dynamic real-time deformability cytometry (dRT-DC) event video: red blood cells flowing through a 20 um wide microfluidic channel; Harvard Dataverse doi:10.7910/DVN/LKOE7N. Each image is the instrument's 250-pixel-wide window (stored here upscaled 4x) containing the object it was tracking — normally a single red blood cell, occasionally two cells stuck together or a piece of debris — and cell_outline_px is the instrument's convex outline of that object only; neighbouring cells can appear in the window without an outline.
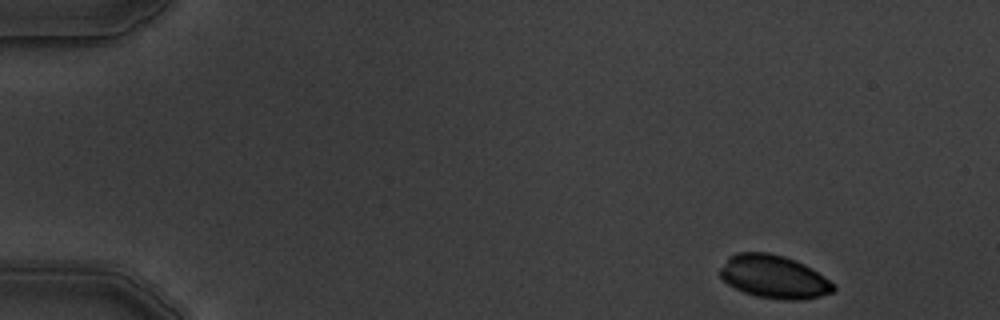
{"species": "common noctule bat (a hibernating species)", "species_latin": "Nyctalus noctula", "temperature_condition": "warm", "stored_images_in_passage": 7, "camera_frame_rate_fps": 3000, "um_per_image_px": 0.085, "animal": {"sex": "male", "body_mass_g": 19.5, "forearm_length_mm": 54.6}, "frame": {"image": 1, "passage_image": 1, "time_ms": 0.0, "image_size_px": [1000, 320], "cell_outline_px": [[836, 288], [832, 292], [820, 296], [800, 300], [784, 300], [756, 296], [744, 292], [728, 284], [720, 276], [720, 268], [728, 256], [736, 252], [768, 252], [784, 256], [796, 260], [812, 268], [824, 276]], "centroid_in_image_um": [65.76, 23.51], "position_along_channel_um": 19.2, "area_um2": 28.5}}
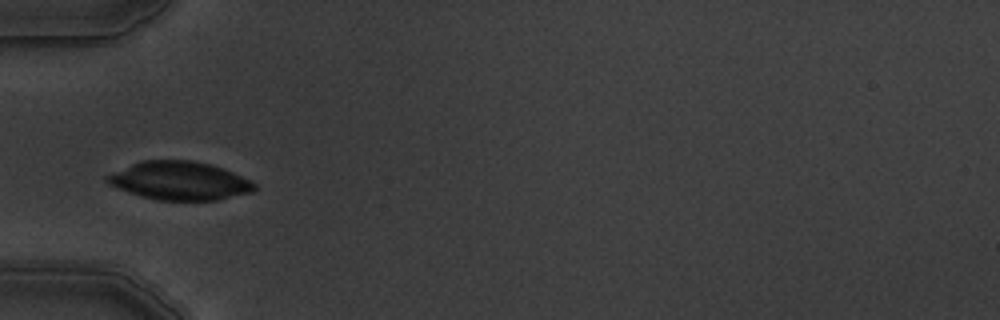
{"frame": {"image": 2, "passage_image": 4, "time_ms": 4.333, "image_size_px": [1000, 320], "cell_outline_px": [[256, 188], [252, 192], [216, 200], [156, 200], [140, 196], [108, 184], [104, 180], [104, 176], [140, 160], [192, 160], [212, 164], [224, 168], [256, 184]], "centroid_in_image_um": [15.23, 15.35], "position_along_channel_um": 69.8, "area_um2": 32.95}}